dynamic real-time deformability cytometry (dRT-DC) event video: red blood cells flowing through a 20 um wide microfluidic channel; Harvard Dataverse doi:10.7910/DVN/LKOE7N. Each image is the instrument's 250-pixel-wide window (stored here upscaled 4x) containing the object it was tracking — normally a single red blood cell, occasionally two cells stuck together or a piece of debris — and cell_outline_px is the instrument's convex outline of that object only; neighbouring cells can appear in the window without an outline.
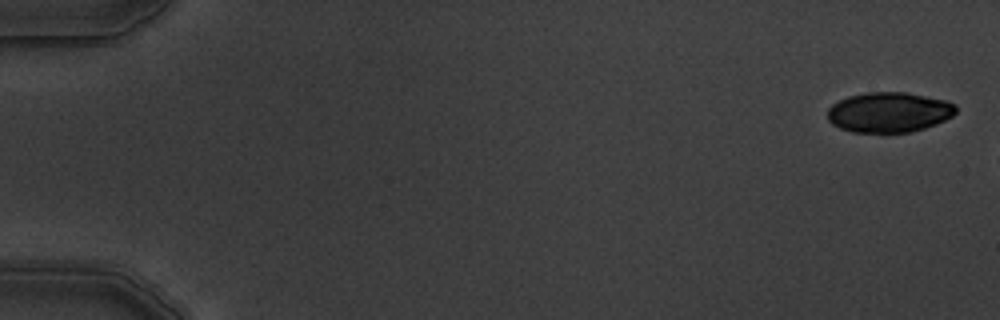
{"species": "common noctule bat (a hibernating species)", "species_latin": "Nyctalus noctula", "temperature_condition": "warm", "stored_images_in_passage": 3, "camera_frame_rate_fps": 3000, "um_per_image_px": 0.085, "animal": {"sex": "male", "body_mass_g": 19.5, "forearm_length_mm": 54.6}, "frame": {"image": 1, "passage_image": 1, "time_ms": 0.0, "image_size_px": [1000, 320], "cell_outline_px": [[956, 112], [952, 116], [936, 124], [912, 132], [852, 132], [840, 128], [832, 124], [828, 120], [828, 108], [832, 104], [848, 96], [868, 92], [904, 92], [948, 100], [956, 104]], "centroid_in_image_um": [75.57, 9.54], "position_along_channel_um": 9.4, "area_um2": 30.11}}